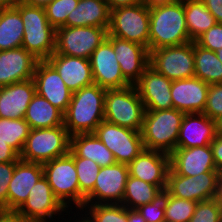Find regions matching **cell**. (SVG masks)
I'll list each match as a JSON object with an SVG mask.
<instances>
[{
	"instance_id": "cell-10",
	"label": "cell",
	"mask_w": 222,
	"mask_h": 222,
	"mask_svg": "<svg viewBox=\"0 0 222 222\" xmlns=\"http://www.w3.org/2000/svg\"><path fill=\"white\" fill-rule=\"evenodd\" d=\"M107 36L108 29L106 28L94 26L58 27L54 53L89 59Z\"/></svg>"
},
{
	"instance_id": "cell-53",
	"label": "cell",
	"mask_w": 222,
	"mask_h": 222,
	"mask_svg": "<svg viewBox=\"0 0 222 222\" xmlns=\"http://www.w3.org/2000/svg\"><path fill=\"white\" fill-rule=\"evenodd\" d=\"M17 0H0V11L14 6Z\"/></svg>"
},
{
	"instance_id": "cell-48",
	"label": "cell",
	"mask_w": 222,
	"mask_h": 222,
	"mask_svg": "<svg viewBox=\"0 0 222 222\" xmlns=\"http://www.w3.org/2000/svg\"><path fill=\"white\" fill-rule=\"evenodd\" d=\"M106 1L108 3L110 10L120 6H131L142 3V0H106Z\"/></svg>"
},
{
	"instance_id": "cell-37",
	"label": "cell",
	"mask_w": 222,
	"mask_h": 222,
	"mask_svg": "<svg viewBox=\"0 0 222 222\" xmlns=\"http://www.w3.org/2000/svg\"><path fill=\"white\" fill-rule=\"evenodd\" d=\"M198 202L180 199L170 195L165 209V222H189Z\"/></svg>"
},
{
	"instance_id": "cell-43",
	"label": "cell",
	"mask_w": 222,
	"mask_h": 222,
	"mask_svg": "<svg viewBox=\"0 0 222 222\" xmlns=\"http://www.w3.org/2000/svg\"><path fill=\"white\" fill-rule=\"evenodd\" d=\"M16 162L0 163V210H7L8 187Z\"/></svg>"
},
{
	"instance_id": "cell-35",
	"label": "cell",
	"mask_w": 222,
	"mask_h": 222,
	"mask_svg": "<svg viewBox=\"0 0 222 222\" xmlns=\"http://www.w3.org/2000/svg\"><path fill=\"white\" fill-rule=\"evenodd\" d=\"M76 210L77 216L82 215L86 222H127V208L122 204L84 205L81 209L82 212L85 210L84 217L82 212L80 214Z\"/></svg>"
},
{
	"instance_id": "cell-15",
	"label": "cell",
	"mask_w": 222,
	"mask_h": 222,
	"mask_svg": "<svg viewBox=\"0 0 222 222\" xmlns=\"http://www.w3.org/2000/svg\"><path fill=\"white\" fill-rule=\"evenodd\" d=\"M90 65L94 83L105 89H123L131 86L124 78L112 43L106 38L91 54Z\"/></svg>"
},
{
	"instance_id": "cell-9",
	"label": "cell",
	"mask_w": 222,
	"mask_h": 222,
	"mask_svg": "<svg viewBox=\"0 0 222 222\" xmlns=\"http://www.w3.org/2000/svg\"><path fill=\"white\" fill-rule=\"evenodd\" d=\"M149 66L172 81L194 77V41L149 51Z\"/></svg>"
},
{
	"instance_id": "cell-47",
	"label": "cell",
	"mask_w": 222,
	"mask_h": 222,
	"mask_svg": "<svg viewBox=\"0 0 222 222\" xmlns=\"http://www.w3.org/2000/svg\"><path fill=\"white\" fill-rule=\"evenodd\" d=\"M0 222H30L15 210H0Z\"/></svg>"
},
{
	"instance_id": "cell-22",
	"label": "cell",
	"mask_w": 222,
	"mask_h": 222,
	"mask_svg": "<svg viewBox=\"0 0 222 222\" xmlns=\"http://www.w3.org/2000/svg\"><path fill=\"white\" fill-rule=\"evenodd\" d=\"M170 168L178 175L195 176L205 172H219L215 167L210 145L176 148L170 154Z\"/></svg>"
},
{
	"instance_id": "cell-44",
	"label": "cell",
	"mask_w": 222,
	"mask_h": 222,
	"mask_svg": "<svg viewBox=\"0 0 222 222\" xmlns=\"http://www.w3.org/2000/svg\"><path fill=\"white\" fill-rule=\"evenodd\" d=\"M20 154L9 144L0 140V163L17 162Z\"/></svg>"
},
{
	"instance_id": "cell-23",
	"label": "cell",
	"mask_w": 222,
	"mask_h": 222,
	"mask_svg": "<svg viewBox=\"0 0 222 222\" xmlns=\"http://www.w3.org/2000/svg\"><path fill=\"white\" fill-rule=\"evenodd\" d=\"M47 61L59 73L72 93L94 84L89 59L53 53Z\"/></svg>"
},
{
	"instance_id": "cell-57",
	"label": "cell",
	"mask_w": 222,
	"mask_h": 222,
	"mask_svg": "<svg viewBox=\"0 0 222 222\" xmlns=\"http://www.w3.org/2000/svg\"><path fill=\"white\" fill-rule=\"evenodd\" d=\"M221 206V222H222V203H220Z\"/></svg>"
},
{
	"instance_id": "cell-25",
	"label": "cell",
	"mask_w": 222,
	"mask_h": 222,
	"mask_svg": "<svg viewBox=\"0 0 222 222\" xmlns=\"http://www.w3.org/2000/svg\"><path fill=\"white\" fill-rule=\"evenodd\" d=\"M216 136L215 121L204 113L185 114L178 134L176 148L210 145Z\"/></svg>"
},
{
	"instance_id": "cell-34",
	"label": "cell",
	"mask_w": 222,
	"mask_h": 222,
	"mask_svg": "<svg viewBox=\"0 0 222 222\" xmlns=\"http://www.w3.org/2000/svg\"><path fill=\"white\" fill-rule=\"evenodd\" d=\"M75 162L79 184V210L85 205V197L94 189L100 166L91 159L78 157L71 149L68 153Z\"/></svg>"
},
{
	"instance_id": "cell-50",
	"label": "cell",
	"mask_w": 222,
	"mask_h": 222,
	"mask_svg": "<svg viewBox=\"0 0 222 222\" xmlns=\"http://www.w3.org/2000/svg\"><path fill=\"white\" fill-rule=\"evenodd\" d=\"M26 5L45 8L53 0H18Z\"/></svg>"
},
{
	"instance_id": "cell-54",
	"label": "cell",
	"mask_w": 222,
	"mask_h": 222,
	"mask_svg": "<svg viewBox=\"0 0 222 222\" xmlns=\"http://www.w3.org/2000/svg\"><path fill=\"white\" fill-rule=\"evenodd\" d=\"M216 135L222 137V117L215 120Z\"/></svg>"
},
{
	"instance_id": "cell-51",
	"label": "cell",
	"mask_w": 222,
	"mask_h": 222,
	"mask_svg": "<svg viewBox=\"0 0 222 222\" xmlns=\"http://www.w3.org/2000/svg\"><path fill=\"white\" fill-rule=\"evenodd\" d=\"M176 0H142V3L148 8H152L159 5H166L175 2Z\"/></svg>"
},
{
	"instance_id": "cell-24",
	"label": "cell",
	"mask_w": 222,
	"mask_h": 222,
	"mask_svg": "<svg viewBox=\"0 0 222 222\" xmlns=\"http://www.w3.org/2000/svg\"><path fill=\"white\" fill-rule=\"evenodd\" d=\"M42 176V164L19 159L8 187L7 210L16 211Z\"/></svg>"
},
{
	"instance_id": "cell-11",
	"label": "cell",
	"mask_w": 222,
	"mask_h": 222,
	"mask_svg": "<svg viewBox=\"0 0 222 222\" xmlns=\"http://www.w3.org/2000/svg\"><path fill=\"white\" fill-rule=\"evenodd\" d=\"M93 133L113 153L117 163L129 165L144 149L140 131L105 120Z\"/></svg>"
},
{
	"instance_id": "cell-27",
	"label": "cell",
	"mask_w": 222,
	"mask_h": 222,
	"mask_svg": "<svg viewBox=\"0 0 222 222\" xmlns=\"http://www.w3.org/2000/svg\"><path fill=\"white\" fill-rule=\"evenodd\" d=\"M109 24L110 9L106 0H79L63 26H94L108 29Z\"/></svg>"
},
{
	"instance_id": "cell-1",
	"label": "cell",
	"mask_w": 222,
	"mask_h": 222,
	"mask_svg": "<svg viewBox=\"0 0 222 222\" xmlns=\"http://www.w3.org/2000/svg\"><path fill=\"white\" fill-rule=\"evenodd\" d=\"M105 88L92 84L72 93L64 116V126L70 136L93 133L104 120Z\"/></svg>"
},
{
	"instance_id": "cell-2",
	"label": "cell",
	"mask_w": 222,
	"mask_h": 222,
	"mask_svg": "<svg viewBox=\"0 0 222 222\" xmlns=\"http://www.w3.org/2000/svg\"><path fill=\"white\" fill-rule=\"evenodd\" d=\"M188 42L190 37L182 0L150 8L149 51Z\"/></svg>"
},
{
	"instance_id": "cell-38",
	"label": "cell",
	"mask_w": 222,
	"mask_h": 222,
	"mask_svg": "<svg viewBox=\"0 0 222 222\" xmlns=\"http://www.w3.org/2000/svg\"><path fill=\"white\" fill-rule=\"evenodd\" d=\"M170 193L164 189L160 190L151 203L141 205L137 208L146 222H165V209L168 205Z\"/></svg>"
},
{
	"instance_id": "cell-52",
	"label": "cell",
	"mask_w": 222,
	"mask_h": 222,
	"mask_svg": "<svg viewBox=\"0 0 222 222\" xmlns=\"http://www.w3.org/2000/svg\"><path fill=\"white\" fill-rule=\"evenodd\" d=\"M216 200H217L219 203H222V173H220L219 178H218V186H217Z\"/></svg>"
},
{
	"instance_id": "cell-13",
	"label": "cell",
	"mask_w": 222,
	"mask_h": 222,
	"mask_svg": "<svg viewBox=\"0 0 222 222\" xmlns=\"http://www.w3.org/2000/svg\"><path fill=\"white\" fill-rule=\"evenodd\" d=\"M129 177L127 164L115 163L101 167L94 189L85 197V205L121 204Z\"/></svg>"
},
{
	"instance_id": "cell-29",
	"label": "cell",
	"mask_w": 222,
	"mask_h": 222,
	"mask_svg": "<svg viewBox=\"0 0 222 222\" xmlns=\"http://www.w3.org/2000/svg\"><path fill=\"white\" fill-rule=\"evenodd\" d=\"M24 119L31 129L64 126L63 113L37 93L29 103Z\"/></svg>"
},
{
	"instance_id": "cell-28",
	"label": "cell",
	"mask_w": 222,
	"mask_h": 222,
	"mask_svg": "<svg viewBox=\"0 0 222 222\" xmlns=\"http://www.w3.org/2000/svg\"><path fill=\"white\" fill-rule=\"evenodd\" d=\"M70 149L78 157L91 159L100 167L116 163L113 153L94 133H80L70 136Z\"/></svg>"
},
{
	"instance_id": "cell-14",
	"label": "cell",
	"mask_w": 222,
	"mask_h": 222,
	"mask_svg": "<svg viewBox=\"0 0 222 222\" xmlns=\"http://www.w3.org/2000/svg\"><path fill=\"white\" fill-rule=\"evenodd\" d=\"M16 211L30 222H50L48 220L53 221V217L63 215L62 212L68 213L67 209L54 195L44 176L36 182L30 190L28 198Z\"/></svg>"
},
{
	"instance_id": "cell-33",
	"label": "cell",
	"mask_w": 222,
	"mask_h": 222,
	"mask_svg": "<svg viewBox=\"0 0 222 222\" xmlns=\"http://www.w3.org/2000/svg\"><path fill=\"white\" fill-rule=\"evenodd\" d=\"M159 191L156 185L129 175L121 204L128 209H137L141 205L151 203Z\"/></svg>"
},
{
	"instance_id": "cell-21",
	"label": "cell",
	"mask_w": 222,
	"mask_h": 222,
	"mask_svg": "<svg viewBox=\"0 0 222 222\" xmlns=\"http://www.w3.org/2000/svg\"><path fill=\"white\" fill-rule=\"evenodd\" d=\"M38 61L23 47L0 51V87L33 79Z\"/></svg>"
},
{
	"instance_id": "cell-19",
	"label": "cell",
	"mask_w": 222,
	"mask_h": 222,
	"mask_svg": "<svg viewBox=\"0 0 222 222\" xmlns=\"http://www.w3.org/2000/svg\"><path fill=\"white\" fill-rule=\"evenodd\" d=\"M124 78L135 85L149 66V51L145 46L108 35Z\"/></svg>"
},
{
	"instance_id": "cell-8",
	"label": "cell",
	"mask_w": 222,
	"mask_h": 222,
	"mask_svg": "<svg viewBox=\"0 0 222 222\" xmlns=\"http://www.w3.org/2000/svg\"><path fill=\"white\" fill-rule=\"evenodd\" d=\"M42 167L43 176L69 214L72 204L79 209V184L74 159L67 154L42 164Z\"/></svg>"
},
{
	"instance_id": "cell-26",
	"label": "cell",
	"mask_w": 222,
	"mask_h": 222,
	"mask_svg": "<svg viewBox=\"0 0 222 222\" xmlns=\"http://www.w3.org/2000/svg\"><path fill=\"white\" fill-rule=\"evenodd\" d=\"M35 94L34 79L0 87V118H24L27 107Z\"/></svg>"
},
{
	"instance_id": "cell-36",
	"label": "cell",
	"mask_w": 222,
	"mask_h": 222,
	"mask_svg": "<svg viewBox=\"0 0 222 222\" xmlns=\"http://www.w3.org/2000/svg\"><path fill=\"white\" fill-rule=\"evenodd\" d=\"M30 126L24 119L0 118V140L21 153L30 133Z\"/></svg>"
},
{
	"instance_id": "cell-46",
	"label": "cell",
	"mask_w": 222,
	"mask_h": 222,
	"mask_svg": "<svg viewBox=\"0 0 222 222\" xmlns=\"http://www.w3.org/2000/svg\"><path fill=\"white\" fill-rule=\"evenodd\" d=\"M217 23H222V0H201Z\"/></svg>"
},
{
	"instance_id": "cell-31",
	"label": "cell",
	"mask_w": 222,
	"mask_h": 222,
	"mask_svg": "<svg viewBox=\"0 0 222 222\" xmlns=\"http://www.w3.org/2000/svg\"><path fill=\"white\" fill-rule=\"evenodd\" d=\"M186 26L190 41H196L202 34L216 24L214 16L201 0H182Z\"/></svg>"
},
{
	"instance_id": "cell-5",
	"label": "cell",
	"mask_w": 222,
	"mask_h": 222,
	"mask_svg": "<svg viewBox=\"0 0 222 222\" xmlns=\"http://www.w3.org/2000/svg\"><path fill=\"white\" fill-rule=\"evenodd\" d=\"M145 111V106L135 85L123 89L106 90L105 121L141 131Z\"/></svg>"
},
{
	"instance_id": "cell-7",
	"label": "cell",
	"mask_w": 222,
	"mask_h": 222,
	"mask_svg": "<svg viewBox=\"0 0 222 222\" xmlns=\"http://www.w3.org/2000/svg\"><path fill=\"white\" fill-rule=\"evenodd\" d=\"M150 8L143 3L110 10L108 35L145 46L149 51Z\"/></svg>"
},
{
	"instance_id": "cell-39",
	"label": "cell",
	"mask_w": 222,
	"mask_h": 222,
	"mask_svg": "<svg viewBox=\"0 0 222 222\" xmlns=\"http://www.w3.org/2000/svg\"><path fill=\"white\" fill-rule=\"evenodd\" d=\"M79 0H53L45 7L48 22L57 29L67 22V17L78 5Z\"/></svg>"
},
{
	"instance_id": "cell-6",
	"label": "cell",
	"mask_w": 222,
	"mask_h": 222,
	"mask_svg": "<svg viewBox=\"0 0 222 222\" xmlns=\"http://www.w3.org/2000/svg\"><path fill=\"white\" fill-rule=\"evenodd\" d=\"M70 150V135L65 126L31 129L20 159L44 164L65 156Z\"/></svg>"
},
{
	"instance_id": "cell-18",
	"label": "cell",
	"mask_w": 222,
	"mask_h": 222,
	"mask_svg": "<svg viewBox=\"0 0 222 222\" xmlns=\"http://www.w3.org/2000/svg\"><path fill=\"white\" fill-rule=\"evenodd\" d=\"M129 175L166 189L167 175L170 169V155L157 150L143 149L128 165Z\"/></svg>"
},
{
	"instance_id": "cell-20",
	"label": "cell",
	"mask_w": 222,
	"mask_h": 222,
	"mask_svg": "<svg viewBox=\"0 0 222 222\" xmlns=\"http://www.w3.org/2000/svg\"><path fill=\"white\" fill-rule=\"evenodd\" d=\"M209 84L197 77L173 80L171 98L173 108L185 113H203L208 95Z\"/></svg>"
},
{
	"instance_id": "cell-3",
	"label": "cell",
	"mask_w": 222,
	"mask_h": 222,
	"mask_svg": "<svg viewBox=\"0 0 222 222\" xmlns=\"http://www.w3.org/2000/svg\"><path fill=\"white\" fill-rule=\"evenodd\" d=\"M24 25L22 47L39 61L47 60L55 52L56 29L48 22L45 8L16 1Z\"/></svg>"
},
{
	"instance_id": "cell-41",
	"label": "cell",
	"mask_w": 222,
	"mask_h": 222,
	"mask_svg": "<svg viewBox=\"0 0 222 222\" xmlns=\"http://www.w3.org/2000/svg\"><path fill=\"white\" fill-rule=\"evenodd\" d=\"M203 113L214 121L222 117V83L209 85Z\"/></svg>"
},
{
	"instance_id": "cell-42",
	"label": "cell",
	"mask_w": 222,
	"mask_h": 222,
	"mask_svg": "<svg viewBox=\"0 0 222 222\" xmlns=\"http://www.w3.org/2000/svg\"><path fill=\"white\" fill-rule=\"evenodd\" d=\"M199 46L213 52L222 49V23H217L202 34L196 41Z\"/></svg>"
},
{
	"instance_id": "cell-16",
	"label": "cell",
	"mask_w": 222,
	"mask_h": 222,
	"mask_svg": "<svg viewBox=\"0 0 222 222\" xmlns=\"http://www.w3.org/2000/svg\"><path fill=\"white\" fill-rule=\"evenodd\" d=\"M33 79L36 93L64 114L71 101L72 92L67 88L54 67L47 60L38 61Z\"/></svg>"
},
{
	"instance_id": "cell-45",
	"label": "cell",
	"mask_w": 222,
	"mask_h": 222,
	"mask_svg": "<svg viewBox=\"0 0 222 222\" xmlns=\"http://www.w3.org/2000/svg\"><path fill=\"white\" fill-rule=\"evenodd\" d=\"M210 146L213 152L215 167L222 173V137L216 135Z\"/></svg>"
},
{
	"instance_id": "cell-12",
	"label": "cell",
	"mask_w": 222,
	"mask_h": 222,
	"mask_svg": "<svg viewBox=\"0 0 222 222\" xmlns=\"http://www.w3.org/2000/svg\"><path fill=\"white\" fill-rule=\"evenodd\" d=\"M219 175L220 172H205L195 176H182L170 168L166 190L180 199L206 201L216 198Z\"/></svg>"
},
{
	"instance_id": "cell-17",
	"label": "cell",
	"mask_w": 222,
	"mask_h": 222,
	"mask_svg": "<svg viewBox=\"0 0 222 222\" xmlns=\"http://www.w3.org/2000/svg\"><path fill=\"white\" fill-rule=\"evenodd\" d=\"M172 80L148 66L135 84L145 110H168L173 108L171 98Z\"/></svg>"
},
{
	"instance_id": "cell-55",
	"label": "cell",
	"mask_w": 222,
	"mask_h": 222,
	"mask_svg": "<svg viewBox=\"0 0 222 222\" xmlns=\"http://www.w3.org/2000/svg\"><path fill=\"white\" fill-rule=\"evenodd\" d=\"M215 53L217 55V58L222 62V49H219Z\"/></svg>"
},
{
	"instance_id": "cell-4",
	"label": "cell",
	"mask_w": 222,
	"mask_h": 222,
	"mask_svg": "<svg viewBox=\"0 0 222 222\" xmlns=\"http://www.w3.org/2000/svg\"><path fill=\"white\" fill-rule=\"evenodd\" d=\"M184 115L175 108L146 110L140 131L144 148L170 155L176 149Z\"/></svg>"
},
{
	"instance_id": "cell-49",
	"label": "cell",
	"mask_w": 222,
	"mask_h": 222,
	"mask_svg": "<svg viewBox=\"0 0 222 222\" xmlns=\"http://www.w3.org/2000/svg\"><path fill=\"white\" fill-rule=\"evenodd\" d=\"M127 222H146L137 209L127 208Z\"/></svg>"
},
{
	"instance_id": "cell-56",
	"label": "cell",
	"mask_w": 222,
	"mask_h": 222,
	"mask_svg": "<svg viewBox=\"0 0 222 222\" xmlns=\"http://www.w3.org/2000/svg\"><path fill=\"white\" fill-rule=\"evenodd\" d=\"M73 219H76V220H74V222H86L82 217L80 219L73 217Z\"/></svg>"
},
{
	"instance_id": "cell-40",
	"label": "cell",
	"mask_w": 222,
	"mask_h": 222,
	"mask_svg": "<svg viewBox=\"0 0 222 222\" xmlns=\"http://www.w3.org/2000/svg\"><path fill=\"white\" fill-rule=\"evenodd\" d=\"M189 222H221V206L216 198L197 203Z\"/></svg>"
},
{
	"instance_id": "cell-32",
	"label": "cell",
	"mask_w": 222,
	"mask_h": 222,
	"mask_svg": "<svg viewBox=\"0 0 222 222\" xmlns=\"http://www.w3.org/2000/svg\"><path fill=\"white\" fill-rule=\"evenodd\" d=\"M195 77L207 84L222 83V62L215 52L194 42Z\"/></svg>"
},
{
	"instance_id": "cell-30",
	"label": "cell",
	"mask_w": 222,
	"mask_h": 222,
	"mask_svg": "<svg viewBox=\"0 0 222 222\" xmlns=\"http://www.w3.org/2000/svg\"><path fill=\"white\" fill-rule=\"evenodd\" d=\"M24 25L14 7L0 11V51L22 47Z\"/></svg>"
}]
</instances>
